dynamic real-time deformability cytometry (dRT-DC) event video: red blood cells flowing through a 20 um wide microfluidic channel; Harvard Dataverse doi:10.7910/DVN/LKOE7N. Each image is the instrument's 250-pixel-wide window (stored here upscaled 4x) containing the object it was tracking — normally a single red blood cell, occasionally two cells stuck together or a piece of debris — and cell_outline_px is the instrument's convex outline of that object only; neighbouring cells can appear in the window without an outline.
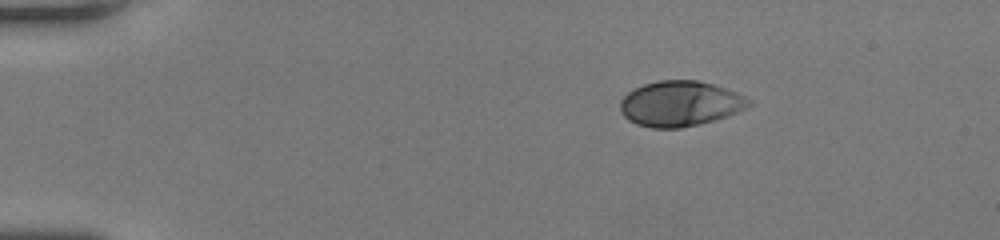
{"species": "human", "species_latin": "Homo sapiens", "temperature_condition": "room temperature", "stored_images_in_passage": 42, "camera_frame_rate_fps": 3000, "um_per_image_px": 0.085, "donor": {"sex": "female"}, "frame": {"image": 1, "passage_image": 1, "time_ms": 0.0, "image_size_px": [1000, 240], "cell_outline_px": [[752, 104], [728, 116], [680, 128], [652, 128], [636, 124], [628, 120], [620, 112], [620, 100], [628, 92], [644, 84], [660, 80], [696, 80], [712, 84], [736, 92], [752, 100]], "centroid_in_image_um": [57.78, 8.81], "position_along_channel_um": 27.2, "area_um2": 33.76}}
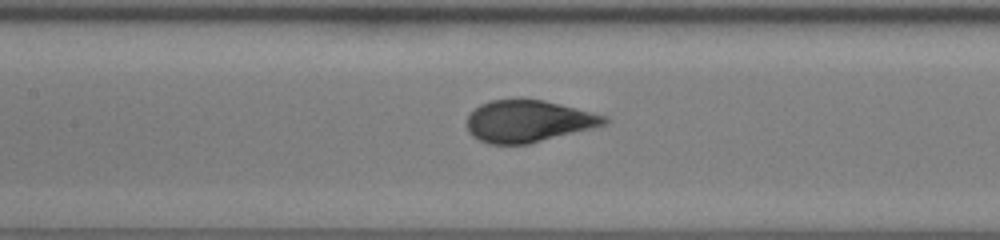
{"frame": {"image": 2, "passage_image": 17, "time_ms": 5.333, "image_size_px": [1000, 240], "cell_outline_px": [[608, 124], [528, 144], [488, 144], [472, 136], [468, 132], [468, 116], [480, 104], [492, 100], [520, 96], [544, 100], [608, 116]], "centroid_in_image_um": [44.9, 10.27], "position_along_channel_um": 162.5, "area_um2": 33.99}}
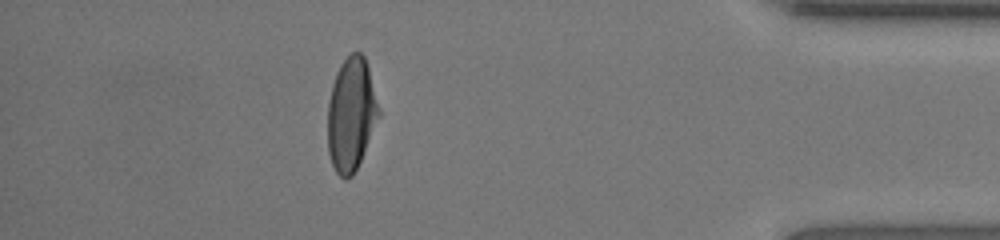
{"frame": {"image": 3, "passage_image": 37, "time_ms": 12.0, "image_size_px": [1000, 240], "cell_outline_px": [[380, 112], [360, 160], [352, 176], [344, 180], [336, 172], [332, 164], [328, 152], [328, 104], [332, 84], [336, 72], [340, 64], [352, 52], [360, 52], [364, 56], [368, 68]], "centroid_in_image_um": [29.82, 9.71], "position_along_channel_um": 405.4, "area_um2": 33.12}, "authors_computed_cell_mechanics": {"area_um2": 34.1598, "velocity_mm_per_s": 4.2384, "shape_relaxation_time_tau1_ms": 3.2446, "shape_relaxation_time_tau2_ms": null, "deformation_change_tau1": 0.1949, "deformation_change_tau2": null}}